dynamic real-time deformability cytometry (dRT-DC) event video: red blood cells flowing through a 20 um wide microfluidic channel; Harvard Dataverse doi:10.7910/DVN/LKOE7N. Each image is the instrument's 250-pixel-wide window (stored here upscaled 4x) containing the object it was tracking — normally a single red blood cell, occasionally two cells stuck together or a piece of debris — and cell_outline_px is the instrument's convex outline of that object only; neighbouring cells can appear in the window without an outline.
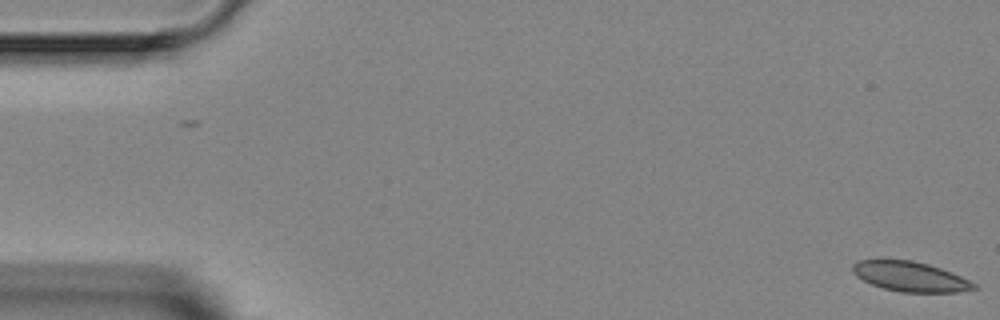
{"species": "Egyptian fruit bat (a non-hibernating species)", "species_latin": "Rousettus aegyptiacus", "temperature_condition": "room temperature", "stored_images_in_passage": 5, "camera_frame_rate_fps": 3000, "um_per_image_px": 0.085, "animal": {"sex": "female"}, "frame": {"image": 1, "passage_image": 1, "time_ms": 0.0, "image_size_px": [1000, 320], "cell_outline_px": [[976, 288], [960, 292], [900, 292], [884, 288], [872, 284], [856, 276], [852, 272], [852, 264], [860, 260], [912, 260], [928, 264], [952, 272], [976, 284]], "centroid_in_image_um": [77.36, 23.51], "position_along_channel_um": 7.6, "area_um2": 20.92}}